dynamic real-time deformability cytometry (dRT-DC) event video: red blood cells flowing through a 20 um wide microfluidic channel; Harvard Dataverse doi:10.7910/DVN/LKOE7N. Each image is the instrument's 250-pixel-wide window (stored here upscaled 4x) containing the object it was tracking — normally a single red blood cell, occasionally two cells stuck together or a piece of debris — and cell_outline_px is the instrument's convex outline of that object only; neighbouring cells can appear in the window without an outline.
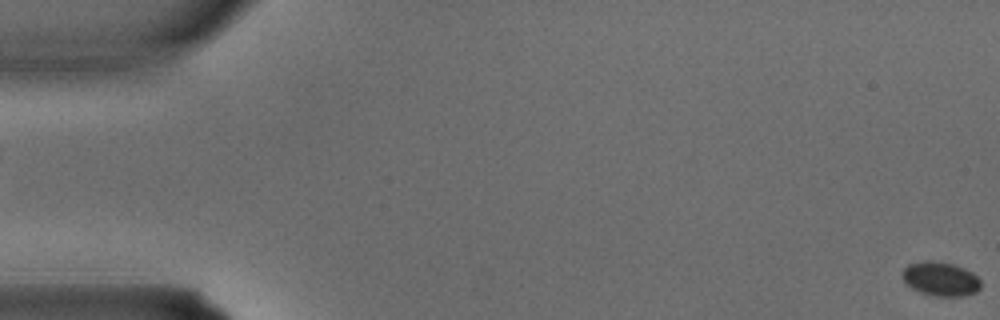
{"species": "common noctule bat (a hibernating species)", "species_latin": "Nyctalus noctula", "temperature_condition": "warm", "stored_images_in_passage": 4, "camera_frame_rate_fps": 3000, "um_per_image_px": 0.085, "animal": {"sex": "male", "body_mass_g": 15.6}, "frame": {"image": 1, "passage_image": 1, "time_ms": 0.0, "image_size_px": [1000, 320], "cell_outline_px": [[980, 288], [976, 292], [960, 296], [936, 296], [920, 292], [912, 288], [900, 276], [900, 272], [908, 264], [924, 260], [932, 260], [952, 264], [964, 268], [972, 272], [980, 280]], "centroid_in_image_um": [79.91, 23.69], "position_along_channel_um": 5.1, "area_um2": 15.61}}